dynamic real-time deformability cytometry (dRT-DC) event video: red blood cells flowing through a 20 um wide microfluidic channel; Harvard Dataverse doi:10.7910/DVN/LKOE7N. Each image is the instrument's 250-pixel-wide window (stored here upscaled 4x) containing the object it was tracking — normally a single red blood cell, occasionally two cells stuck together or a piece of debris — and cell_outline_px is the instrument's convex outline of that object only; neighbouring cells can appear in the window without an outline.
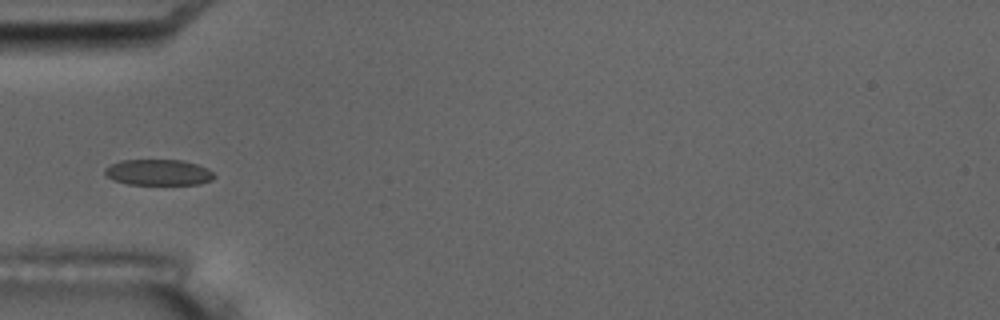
{"species": "common noctule bat (a hibernating species)", "species_latin": "Nyctalus noctula", "temperature_condition": "room temperature", "stored_images_in_passage": 9, "camera_frame_rate_fps": 3000, "um_per_image_px": 0.085, "animal": {"sex": "male", "body_mass_g": 17.5, "forearm_length_mm": 52.3}, "frame": {"image": 1, "passage_image": 4, "time_ms": 3.333, "image_size_px": [1000, 320], "cell_outline_px": [[216, 176], [212, 180], [200, 184], [128, 184], [112, 180], [104, 172], [104, 168], [120, 160], [180, 160], [196, 164], [208, 168]], "centroid_in_image_um": [13.47, 14.65], "position_along_channel_um": 71.5, "area_um2": 16.47}}